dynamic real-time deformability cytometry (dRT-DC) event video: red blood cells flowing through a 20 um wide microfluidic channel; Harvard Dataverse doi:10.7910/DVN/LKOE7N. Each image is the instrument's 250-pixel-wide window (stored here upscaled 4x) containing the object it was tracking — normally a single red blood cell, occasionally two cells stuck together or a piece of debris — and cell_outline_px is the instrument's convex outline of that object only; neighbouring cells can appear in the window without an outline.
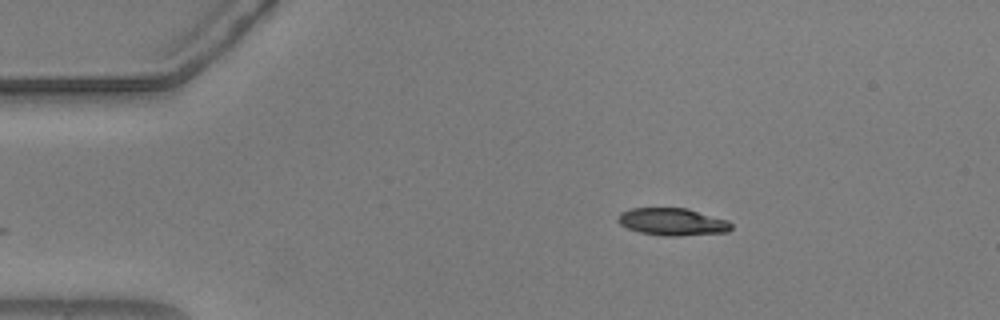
{"species": "common noctule bat (a hibernating species)", "species_latin": "Nyctalus noctula", "temperature_condition": "warm", "stored_images_in_passage": 31, "camera_frame_rate_fps": 3000, "um_per_image_px": 0.085, "animal": {"sex": "male", "body_mass_g": 20.5, "forearm_length_mm": 52.5}, "frame": {"image": 1, "passage_image": 1, "time_ms": 0.0, "image_size_px": [1000, 320], "cell_outline_px": [[732, 228], [728, 232], [680, 236], [664, 236], [640, 232], [628, 228], [620, 224], [616, 220], [620, 212], [632, 208], [688, 208], [728, 220], [732, 224]], "centroid_in_image_um": [57.17, 18.85], "position_along_channel_um": 27.8, "area_um2": 18.21}}
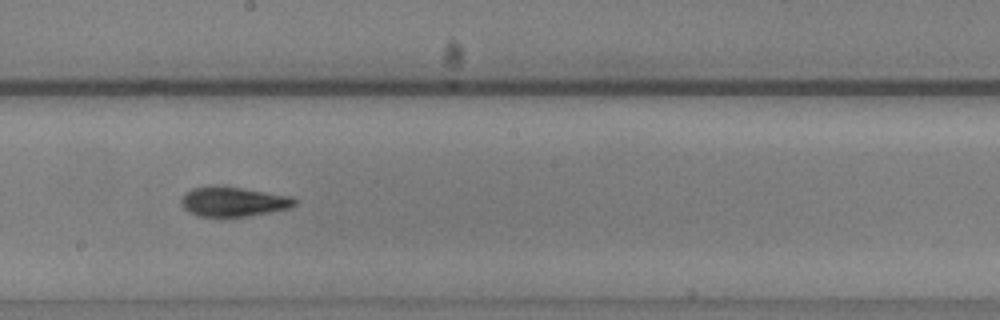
{"frame": {"image": 2, "passage_image": 22, "time_ms": 7.0, "image_size_px": [1000, 320], "cell_outline_px": [[296, 204], [288, 208], [248, 216], [196, 216], [188, 212], [184, 208], [180, 200], [192, 188], [216, 184], [292, 196], [296, 200]], "centroid_in_image_um": [19.81, 17.12], "position_along_channel_um": 228.4, "area_um2": 19.54}}
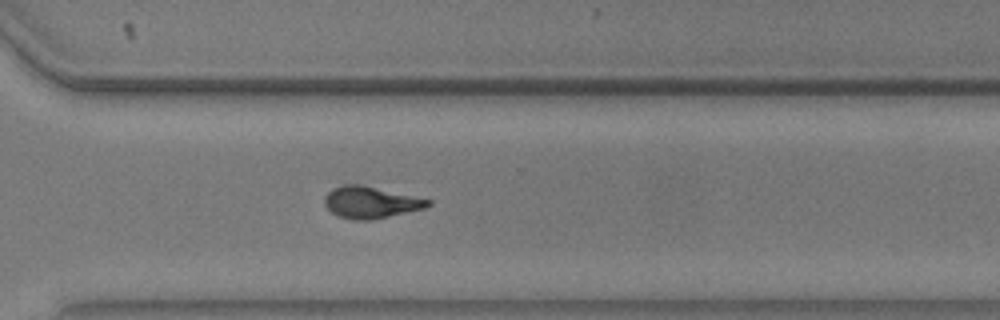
{"frame": {"image": 3, "passage_image": 31, "time_ms": 10.0, "image_size_px": [1000, 320], "cell_outline_px": [[432, 204], [424, 208], [372, 220], [352, 220], [340, 216], [332, 212], [324, 204], [324, 196], [332, 188], [344, 184], [364, 184], [432, 200]], "centroid_in_image_um": [31.5, 17.18], "position_along_channel_um": 339.1, "area_um2": 19.25}}